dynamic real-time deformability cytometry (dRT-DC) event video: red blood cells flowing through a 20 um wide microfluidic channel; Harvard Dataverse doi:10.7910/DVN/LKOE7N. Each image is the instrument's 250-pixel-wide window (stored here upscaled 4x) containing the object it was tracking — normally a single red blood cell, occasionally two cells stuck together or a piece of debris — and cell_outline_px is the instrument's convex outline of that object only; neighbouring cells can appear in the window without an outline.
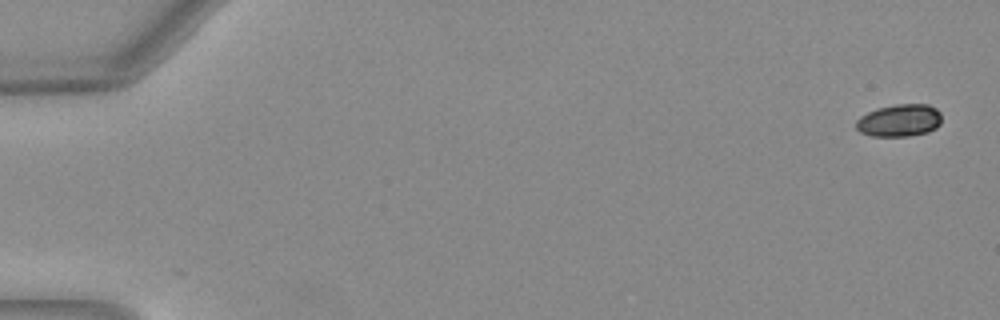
{"species": "Egyptian fruit bat (a non-hibernating species)", "species_latin": "Rousettus aegyptiacus", "temperature_condition": "warm", "stored_images_in_passage": 51, "camera_frame_rate_fps": 3000, "um_per_image_px": 0.085, "animal": {"sex": "female"}, "frame": {"image": 1, "passage_image": 1, "time_ms": 0.0, "image_size_px": [1000, 320], "cell_outline_px": [[940, 124], [936, 128], [928, 132], [908, 136], [872, 136], [860, 132], [856, 128], [856, 120], [860, 116], [876, 108], [896, 104], [928, 104], [936, 108], [940, 112]], "centroid_in_image_um": [76.44, 10.23], "position_along_channel_um": 8.6, "area_um2": 16.24}}
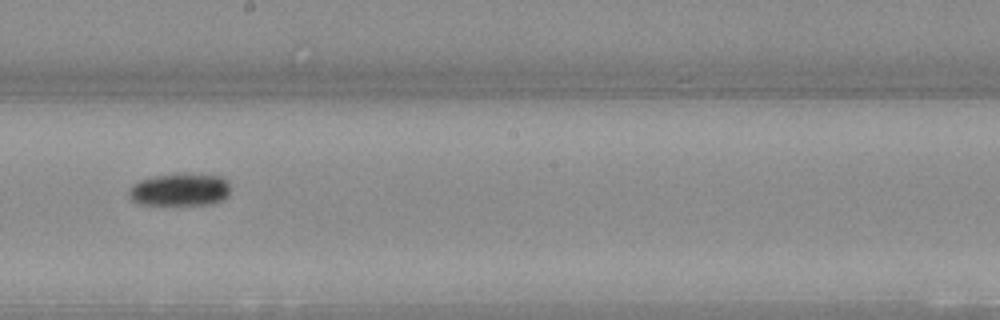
{"frame": {"image": 2, "passage_image": 30, "time_ms": 9.667, "image_size_px": [1000, 320], "cell_outline_px": [[228, 196], [220, 200], [208, 204], [140, 204], [132, 200], [128, 196], [128, 188], [132, 184], [140, 180], [156, 176], [176, 172], [200, 172], [224, 176], [228, 180]], "centroid_in_image_um": [15.3, 16.06], "position_along_channel_um": 232.9, "area_um2": 19.83}}
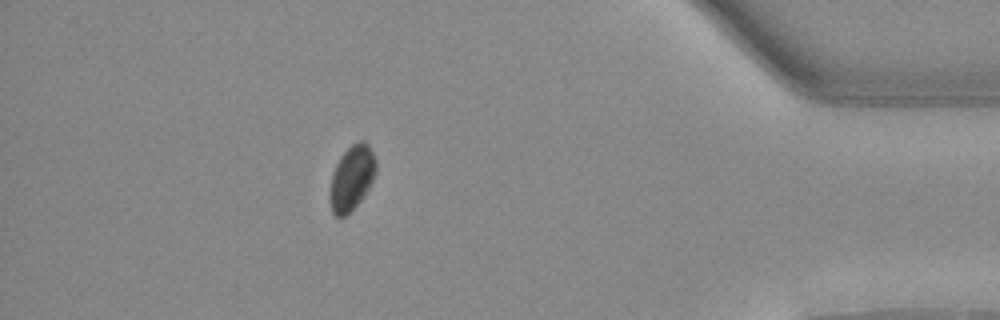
{"frame": {"image": 3, "passage_image": 46, "time_ms": 15.0, "image_size_px": [1000, 320], "cell_outline_px": [[376, 172], [368, 188], [360, 200], [344, 216], [336, 216], [332, 212], [332, 172], [340, 156], [352, 144], [360, 140], [364, 140], [368, 144], [376, 160]], "centroid_in_image_um": [29.93, 15.05], "position_along_channel_um": 405.3, "area_um2": 16.7}, "authors_computed_cell_mechanics": {"area_um2": 17.6868, "velocity_mm_per_s": 4.015, "shape_relaxation_time_tau1_ms": 2.0746, "shape_relaxation_time_tau2_ms": null, "deformation_change_tau1": 0.1253, "deformation_change_tau2": null}}